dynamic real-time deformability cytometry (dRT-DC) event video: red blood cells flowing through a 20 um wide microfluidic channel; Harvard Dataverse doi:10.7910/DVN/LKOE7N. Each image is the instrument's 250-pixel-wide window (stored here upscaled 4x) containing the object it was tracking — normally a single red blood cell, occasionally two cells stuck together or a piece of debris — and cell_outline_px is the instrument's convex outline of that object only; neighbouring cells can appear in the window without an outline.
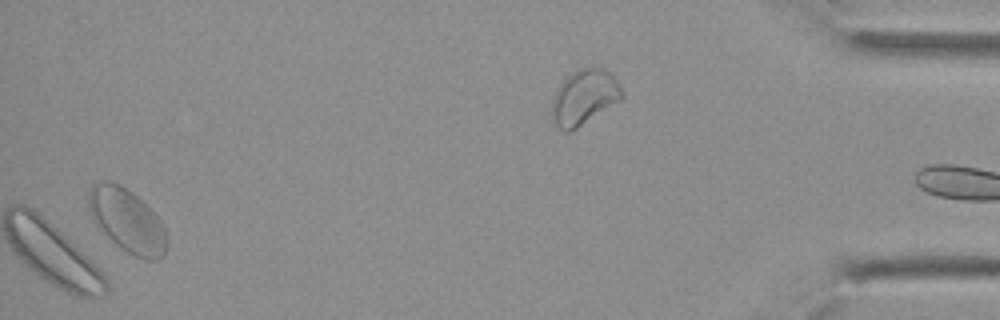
{"species": "Egyptian fruit bat (a non-hibernating species)", "species_latin": "Rousettus aegyptiacus", "temperature_condition": "cold", "stored_images_in_passage": 31, "segment_of_instrument_passage": [2, 2], "camera_frame_rate_fps": 3000, "um_per_image_px": 0.085, "animal": {"sex": "female"}, "frame": {"image": 1, "passage_image": 30, "time_ms": 9.667, "image_size_px": [1000, 320], "cell_outline_px": [[168, 240], [164, 256], [160, 260], [144, 260], [128, 252], [116, 244], [96, 224], [88, 208], [88, 188], [92, 184], [104, 180], [108, 180], [120, 184], [132, 192], [160, 220], [164, 228]], "centroid_in_image_um": [10.8, 18.74], "position_along_channel_um": 424.4, "area_um2": 28.73}}